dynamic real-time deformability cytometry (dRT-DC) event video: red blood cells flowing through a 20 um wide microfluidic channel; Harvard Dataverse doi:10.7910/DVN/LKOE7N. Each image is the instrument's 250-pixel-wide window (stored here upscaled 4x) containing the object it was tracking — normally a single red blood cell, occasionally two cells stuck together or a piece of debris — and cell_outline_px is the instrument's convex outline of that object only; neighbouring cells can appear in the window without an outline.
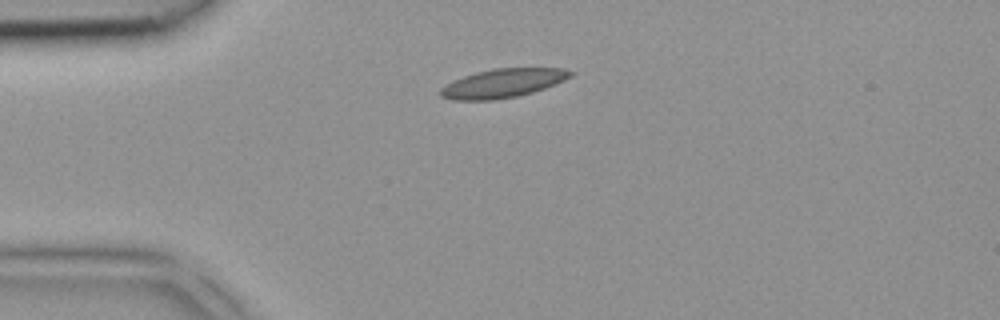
{"species": "common noctule bat (a hibernating species)", "species_latin": "Nyctalus noctula", "temperature_condition": "room temperature", "stored_images_in_passage": 2, "camera_frame_rate_fps": 3000, "um_per_image_px": 0.085, "animal": {"sex": "female", "body_mass_g": 18.4}, "frame": {"image": 1, "passage_image": 1, "time_ms": 0.0, "image_size_px": [1000, 320], "cell_outline_px": [[576, 72], [572, 76], [564, 80], [544, 88], [532, 92], [516, 96], [496, 100], [452, 100], [440, 96], [440, 88], [464, 76], [476, 72], [492, 68], [564, 68]], "centroid_in_image_um": [42.76, 7.07], "position_along_channel_um": 42.2, "area_um2": 21.73}}